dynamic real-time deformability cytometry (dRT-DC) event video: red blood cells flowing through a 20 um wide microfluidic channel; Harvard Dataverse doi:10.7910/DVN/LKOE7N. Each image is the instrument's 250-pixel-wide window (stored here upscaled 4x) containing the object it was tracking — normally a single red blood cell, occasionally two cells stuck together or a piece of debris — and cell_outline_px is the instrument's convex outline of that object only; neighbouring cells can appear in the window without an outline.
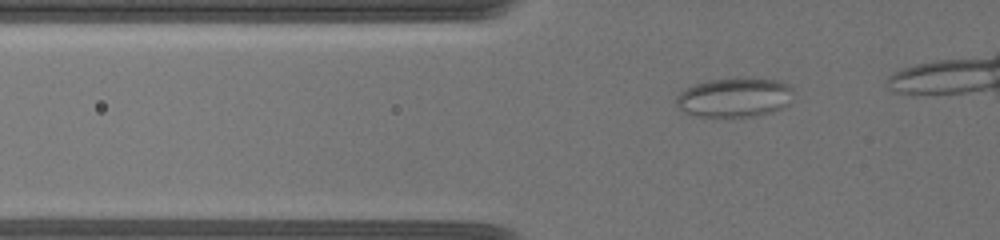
{"species": "common noctule bat (a hibernating species)", "species_latin": "Nyctalus noctula", "temperature_condition": "warm", "stored_images_in_passage": 27, "camera_frame_rate_fps": 3000, "um_per_image_px": 0.085, "animal": {"sex": "female", "body_mass_g": 19.5, "forearm_length_mm": 54.1}, "frame": {"image": 1, "passage_image": 4, "time_ms": 1.333, "image_size_px": [1000, 240], "cell_outline_px": [[792, 88], [788, 104], [784, 108], [772, 112], [752, 116], [692, 116], [684, 112], [676, 104], [676, 96], [680, 92], [696, 84], [708, 80], [744, 76], [780, 80], [788, 84]], "centroid_in_image_um": [62.45, 8.25], "position_along_channel_um": 63.4, "area_um2": 27.17}}
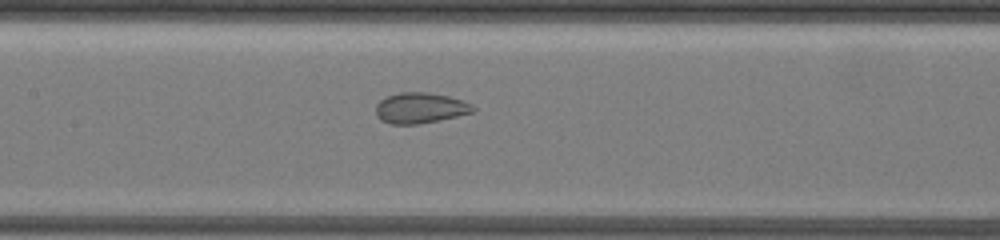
{"frame": {"image": 2, "passage_image": 11, "time_ms": 4.667, "image_size_px": [1000, 240], "cell_outline_px": [[476, 112], [440, 120], [420, 124], [392, 124], [380, 120], [376, 116], [376, 104], [380, 100], [388, 96], [400, 92], [428, 92], [448, 96], [472, 104], [476, 108]], "centroid_in_image_um": [35.73, 9.18], "position_along_channel_um": 171.7, "area_um2": 17.51}}
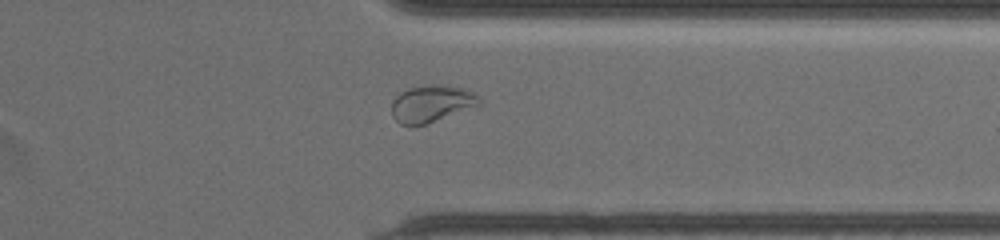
{"frame": {"image": 3, "passage_image": 24, "time_ms": 10.333, "image_size_px": [1000, 240], "cell_outline_px": [[480, 104], [476, 108], [424, 124], [400, 124], [392, 116], [392, 100], [400, 92], [408, 88], [428, 84], [444, 84], [464, 88], [480, 96]], "centroid_in_image_um": [36.72, 8.78], "position_along_channel_um": 374.7, "area_um2": 19.13}}